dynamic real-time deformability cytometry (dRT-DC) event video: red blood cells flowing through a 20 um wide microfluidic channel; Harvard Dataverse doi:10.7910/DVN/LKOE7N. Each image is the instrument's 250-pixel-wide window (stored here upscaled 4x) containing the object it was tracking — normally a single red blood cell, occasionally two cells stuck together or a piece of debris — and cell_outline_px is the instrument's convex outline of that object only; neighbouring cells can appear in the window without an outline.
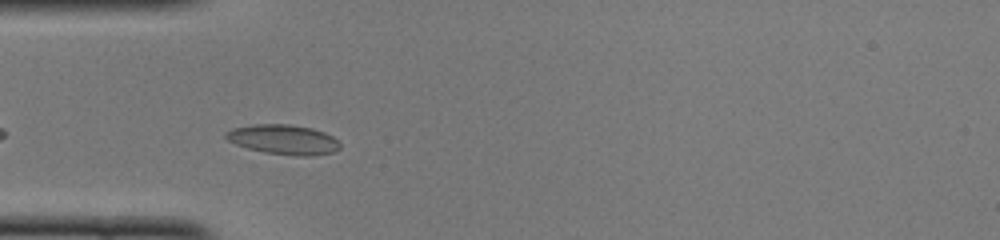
{"species": "common noctule bat (a hibernating species)", "species_latin": "Nyctalus noctula", "temperature_condition": "cold", "stored_images_in_passage": 29, "camera_frame_rate_fps": 3000, "um_per_image_px": 0.085, "animal": {"sex": "female", "body_mass_g": 22.0, "forearm_length_mm": 56.7}, "frame": {"image": 1, "passage_image": 4, "time_ms": 1.0, "image_size_px": [1000, 240], "cell_outline_px": [[340, 148], [332, 152], [312, 156], [296, 156], [264, 152], [248, 148], [236, 144], [228, 140], [224, 136], [224, 132], [232, 128], [256, 124], [288, 124], [312, 128], [324, 132], [332, 136], [340, 144]], "centroid_in_image_um": [24.08, 11.86], "position_along_channel_um": 60.9, "area_um2": 19.77}}
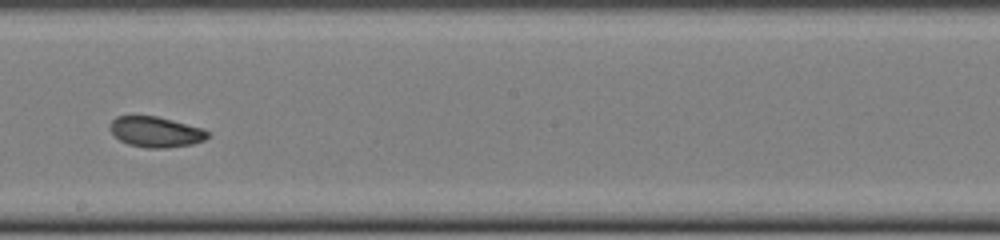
{"frame": {"image": 2, "passage_image": 17, "time_ms": 5.333, "image_size_px": [1000, 240], "cell_outline_px": [[208, 136], [204, 140], [192, 144], [168, 148], [148, 148], [128, 144], [120, 140], [108, 128], [112, 120], [116, 116], [156, 116], [204, 128], [208, 132]], "centroid_in_image_um": [13.24, 11.21], "position_along_channel_um": 235.0, "area_um2": 17.34}}
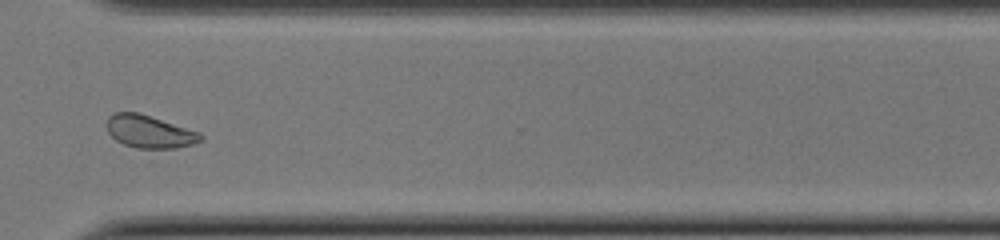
{"frame": {"image": 3, "passage_image": 26, "time_ms": 8.333, "image_size_px": [1000, 240], "cell_outline_px": [[204, 140], [192, 144], [176, 148], [136, 148], [124, 144], [116, 140], [108, 132], [108, 116], [116, 112], [136, 112], [200, 132], [204, 136]], "centroid_in_image_um": [12.73, 11.2], "position_along_channel_um": 357.9, "area_um2": 17.63}, "authors_computed_cell_mechanics": {"area_um2": 17.629, "velocity_mm_per_s": 4.0663, "shape_relaxation_time_tau1_ms": 4.6276, "shape_relaxation_time_tau2_ms": 1.9745, "deformation_change_tau1": 0.1435, "deformation_change_tau2": 0.0711}}